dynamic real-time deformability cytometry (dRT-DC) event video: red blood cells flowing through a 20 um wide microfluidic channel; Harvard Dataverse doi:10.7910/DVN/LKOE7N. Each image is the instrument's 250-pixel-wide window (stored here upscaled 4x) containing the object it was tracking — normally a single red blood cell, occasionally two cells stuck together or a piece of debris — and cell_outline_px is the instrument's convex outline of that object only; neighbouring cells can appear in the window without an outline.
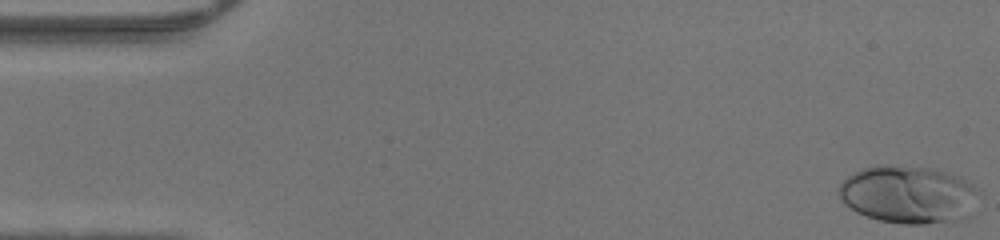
{"species": "human", "species_latin": "Homo sapiens", "temperature_condition": "warm", "stored_images_in_passage": 39, "camera_frame_rate_fps": 3000, "um_per_image_px": 0.085, "donor": {"sex": "male"}, "frame": {"image": 1, "passage_image": 1, "time_ms": 0.0, "image_size_px": [1000, 240], "cell_outline_px": [[976, 192], [968, 220], [924, 224], [904, 224], [880, 220], [856, 212], [844, 204], [840, 196], [840, 184], [848, 176], [864, 168], [928, 168], [960, 176], [972, 184], [976, 188]], "centroid_in_image_um": [77.24, 16.6], "position_along_channel_um": 7.8, "area_um2": 45.89}}
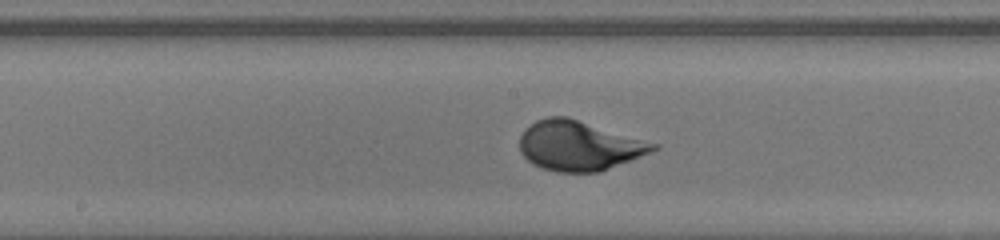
{"frame": {"image": 2, "passage_image": 24, "time_ms": 7.667, "image_size_px": [1000, 240], "cell_outline_px": [[660, 148], [600, 172], [556, 172], [532, 164], [520, 152], [520, 136], [524, 128], [536, 120], [548, 116], [568, 116], [660, 144]], "centroid_in_image_um": [49.21, 12.37], "position_along_channel_um": 199.0, "area_um2": 38.9}}
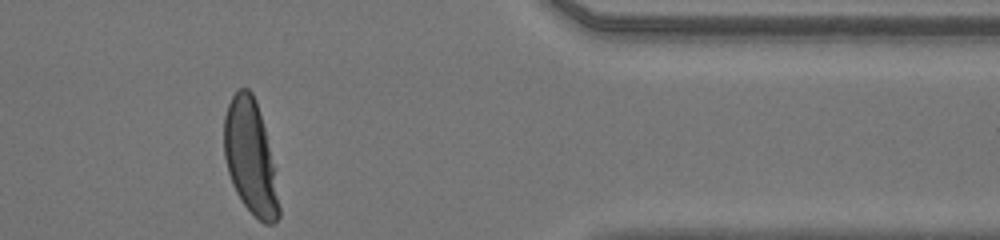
{"frame": {"image": 3, "passage_image": 39, "time_ms": 12.667, "image_size_px": [1000, 240], "cell_outline_px": [[280, 216], [272, 224], [264, 224], [240, 200], [232, 184], [228, 172], [224, 156], [224, 116], [228, 104], [232, 96], [240, 88], [248, 88], [252, 92], [256, 100], [264, 128], [272, 164], [280, 208]], "centroid_in_image_um": [21.25, 13.36], "position_along_channel_um": 390.1, "area_um2": 35.78}}